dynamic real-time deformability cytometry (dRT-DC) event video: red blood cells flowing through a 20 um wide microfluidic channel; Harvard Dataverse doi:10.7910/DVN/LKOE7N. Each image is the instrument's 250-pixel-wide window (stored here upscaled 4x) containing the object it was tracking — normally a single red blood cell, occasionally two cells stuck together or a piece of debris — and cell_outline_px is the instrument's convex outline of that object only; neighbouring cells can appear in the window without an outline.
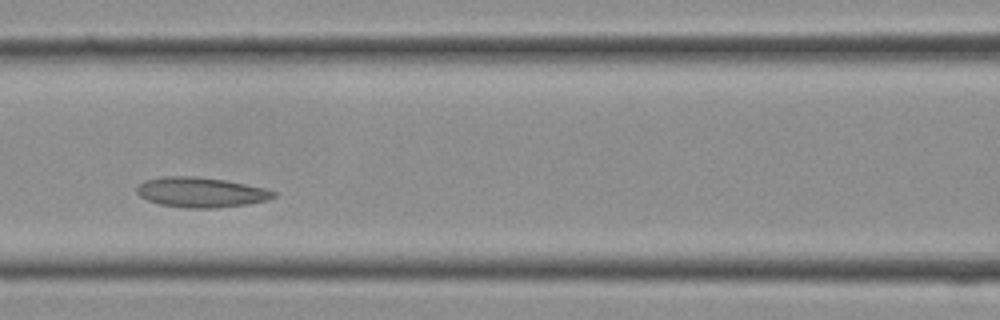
{"species": "Egyptian fruit bat (a non-hibernating species)", "species_latin": "Rousettus aegyptiacus", "temperature_condition": "cold", "stored_images_in_passage": 13, "camera_frame_rate_fps": 3000, "um_per_image_px": 0.085, "frame": {"image": 1, "passage_image": 8, "time_ms": 2.333, "image_size_px": [1000, 320], "cell_outline_px": [[276, 196], [268, 200], [248, 204], [216, 208], [188, 208], [160, 204], [148, 200], [140, 196], [136, 192], [136, 188], [144, 180], [164, 176], [196, 176], [224, 180], [264, 188], [276, 192]], "centroid_in_image_um": [17.07, 16.34], "position_along_channel_um": 149.5, "area_um2": 23.87}}
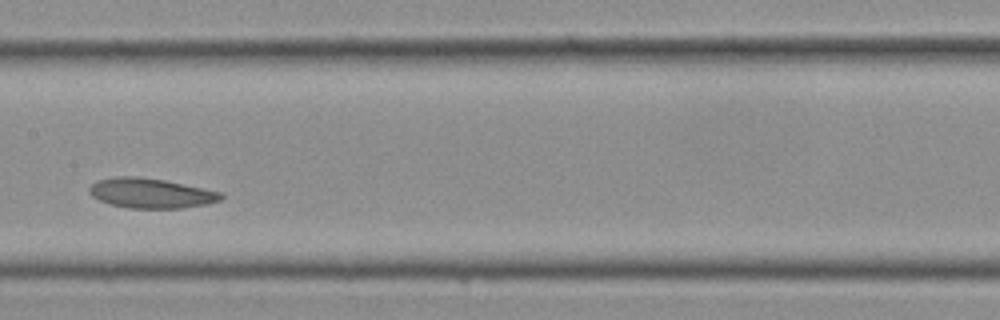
{"frame": {"image": 2, "passage_image": 10, "time_ms": 3.0, "image_size_px": [1000, 320], "cell_outline_px": [[224, 196], [220, 200], [204, 204], [180, 208], [128, 208], [108, 204], [92, 196], [88, 192], [88, 188], [96, 180], [116, 176], [136, 176], [164, 180], [220, 192]], "centroid_in_image_um": [12.75, 16.41], "position_along_channel_um": 194.7, "area_um2": 22.77}}
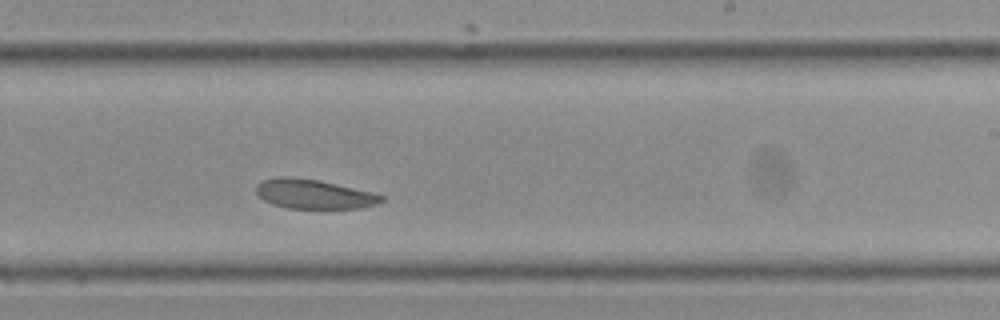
{"frame": {"image": 3, "passage_image": 13, "time_ms": 4.0, "image_size_px": [1000, 320], "cell_outline_px": [[384, 200], [376, 204], [360, 208], [288, 208], [272, 204], [264, 200], [256, 192], [256, 184], [260, 180], [276, 176], [292, 176], [320, 180], [372, 192], [384, 196]], "centroid_in_image_um": [26.64, 16.47], "position_along_channel_um": 262.4, "area_um2": 21.62}}